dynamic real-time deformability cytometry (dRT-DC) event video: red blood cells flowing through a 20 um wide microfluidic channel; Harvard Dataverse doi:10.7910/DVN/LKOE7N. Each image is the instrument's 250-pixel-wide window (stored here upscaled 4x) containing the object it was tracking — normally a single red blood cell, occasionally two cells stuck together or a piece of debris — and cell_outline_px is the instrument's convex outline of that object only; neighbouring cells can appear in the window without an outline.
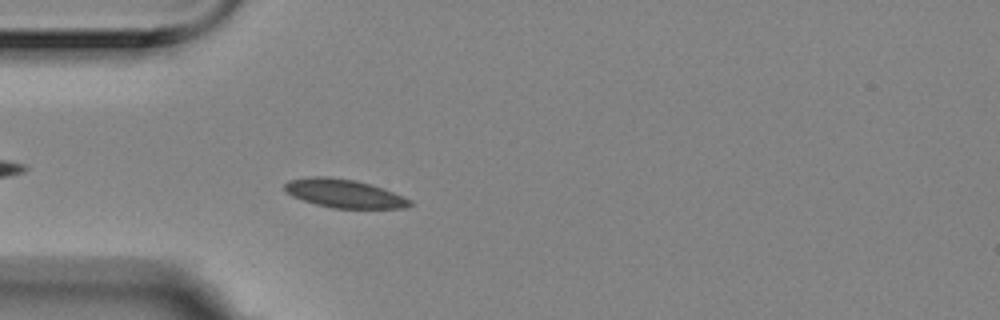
{"species": "Egyptian fruit bat (a non-hibernating species)", "species_latin": "Rousettus aegyptiacus", "temperature_condition": "room temperature", "stored_images_in_passage": 5, "camera_frame_rate_fps": 3000, "um_per_image_px": 0.085, "animal": {"sex": "female"}, "frame": {"image": 1, "passage_image": 5, "time_ms": 1.333, "image_size_px": [1000, 320], "cell_outline_px": [[412, 204], [404, 208], [332, 208], [316, 204], [292, 196], [284, 192], [284, 184], [288, 180], [312, 176], [328, 176], [356, 180], [372, 184], [384, 188], [404, 196], [412, 200]], "centroid_in_image_um": [29.25, 16.43], "position_along_channel_um": 55.8, "area_um2": 20.98}}